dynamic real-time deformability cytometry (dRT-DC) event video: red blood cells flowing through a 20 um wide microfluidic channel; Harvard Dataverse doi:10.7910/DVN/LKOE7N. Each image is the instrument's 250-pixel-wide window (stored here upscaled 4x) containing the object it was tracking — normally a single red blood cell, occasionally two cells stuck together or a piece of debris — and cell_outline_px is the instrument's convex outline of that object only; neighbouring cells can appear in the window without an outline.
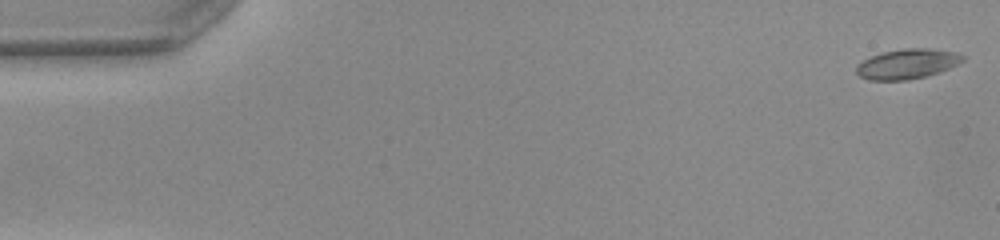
{"species": "common noctule bat (a hibernating species)", "species_latin": "Nyctalus noctula", "temperature_condition": "warm", "stored_images_in_passage": 51, "camera_frame_rate_fps": 3000, "um_per_image_px": 0.085, "animal": {"sex": "female", "body_mass_g": 22.0, "forearm_length_mm": 56.7}, "frame": {"image": 1, "passage_image": 1, "time_ms": 0.0, "image_size_px": [1000, 240], "cell_outline_px": [[964, 60], [940, 72], [928, 76], [908, 80], [868, 80], [860, 76], [856, 72], [856, 64], [872, 56], [884, 52], [904, 48], [928, 48], [956, 52], [964, 56]], "centroid_in_image_um": [77.11, 5.44], "position_along_channel_um": 7.9, "area_um2": 18.5}}
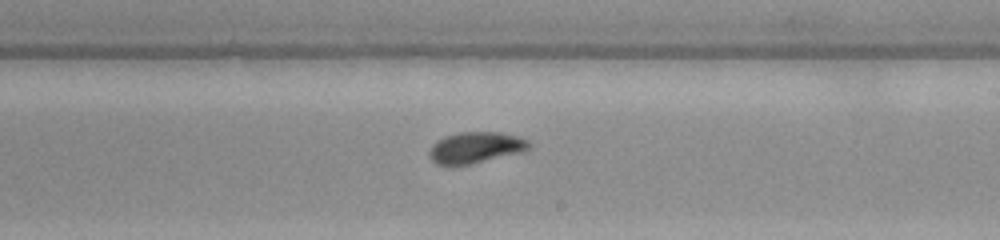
{"frame": {"image": 2, "passage_image": 30, "time_ms": 9.667, "image_size_px": [1000, 240], "cell_outline_px": [[532, 144], [524, 152], [468, 164], [448, 168], [436, 164], [428, 156], [428, 152], [432, 144], [436, 140], [444, 136], [460, 132], [500, 132], [516, 136], [528, 140]], "centroid_in_image_um": [40.37, 12.56], "position_along_channel_um": 248.6, "area_um2": 18.55}}
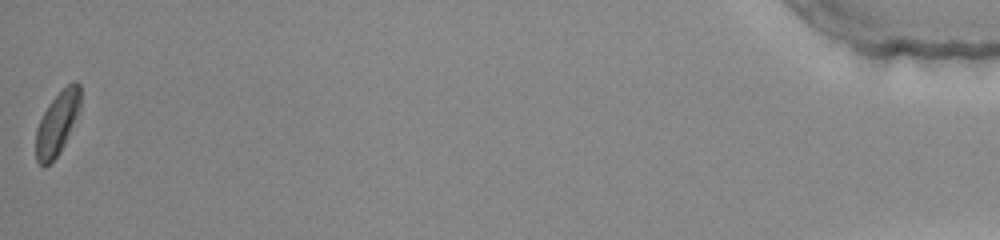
{"frame": {"image": 3, "passage_image": 51, "time_ms": 16.667, "image_size_px": [1000, 240], "cell_outline_px": [[80, 112], [60, 152], [44, 168], [36, 160], [36, 128], [48, 104], [72, 80], [76, 80], [80, 84]], "centroid_in_image_um": [4.88, 10.46], "position_along_channel_um": 430.3, "area_um2": 16.36}, "authors_computed_cell_mechanics": {"area_um2": 17.918, "velocity_mm_per_s": 4.0032, "shape_relaxation_time_tau1_ms": 3.5031, "shape_relaxation_time_tau2_ms": 1.4029, "deformation_change_tau1": 0.1186, "deformation_change_tau2": 0.0569}}